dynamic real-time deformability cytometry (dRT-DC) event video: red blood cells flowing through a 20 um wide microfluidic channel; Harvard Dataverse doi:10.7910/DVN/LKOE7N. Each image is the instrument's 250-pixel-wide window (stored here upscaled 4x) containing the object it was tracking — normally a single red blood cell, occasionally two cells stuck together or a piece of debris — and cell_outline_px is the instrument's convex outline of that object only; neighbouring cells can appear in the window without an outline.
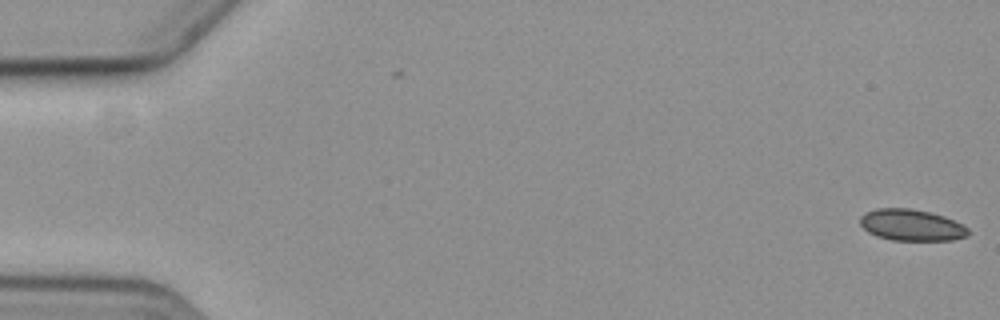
{"species": "common noctule bat (a hibernating species)", "species_latin": "Nyctalus noctula", "temperature_condition": "cold", "stored_images_in_passage": 6, "segment_of_instrument_passage": [2, 2], "camera_frame_rate_fps": 3000, "um_per_image_px": 0.085, "animal": {"sex": "female", "body_mass_g": 19.3, "forearm_length_mm": 54.1}, "frame": {"image": 1, "passage_image": 6, "time_ms": 6.0, "image_size_px": [1000, 320], "cell_outline_px": [[968, 236], [952, 240], [892, 240], [876, 236], [868, 232], [860, 224], [860, 216], [864, 212], [876, 208], [908, 208], [928, 212], [944, 216], [968, 228]], "centroid_in_image_um": [77.43, 19.13], "position_along_channel_um": 7.6, "area_um2": 19.71}}